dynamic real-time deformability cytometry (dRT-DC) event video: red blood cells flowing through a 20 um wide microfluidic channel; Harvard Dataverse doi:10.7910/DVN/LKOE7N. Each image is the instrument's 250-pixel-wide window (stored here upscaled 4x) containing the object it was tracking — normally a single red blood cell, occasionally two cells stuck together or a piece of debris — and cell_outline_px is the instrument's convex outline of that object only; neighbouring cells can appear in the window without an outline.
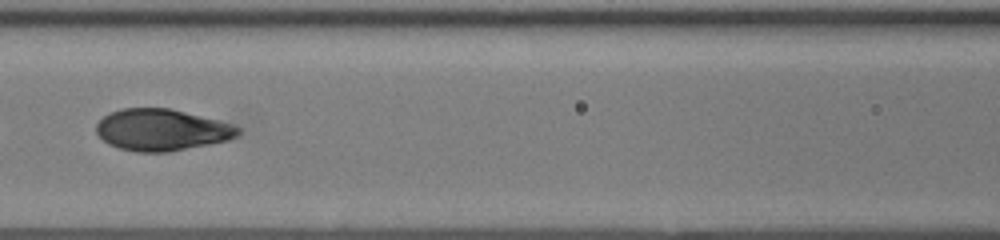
{"species": "human", "species_latin": "Homo sapiens", "temperature_condition": "room temperature", "stored_images_in_passage": 41, "segment_of_instrument_passage": [2, 2], "camera_frame_rate_fps": 3000, "um_per_image_px": 0.085, "donor": {"sex": "female"}, "frame": {"image": 1, "passage_image": 19, "time_ms": 6.0, "image_size_px": [1000, 240], "cell_outline_px": [[240, 132], [236, 136], [228, 140], [168, 152], [136, 152], [120, 148], [108, 144], [96, 132], [96, 124], [104, 116], [112, 112], [124, 108], [168, 108], [232, 124], [240, 128]], "centroid_in_image_um": [13.72, 11.05], "position_along_channel_um": 152.9, "area_um2": 33.93}}
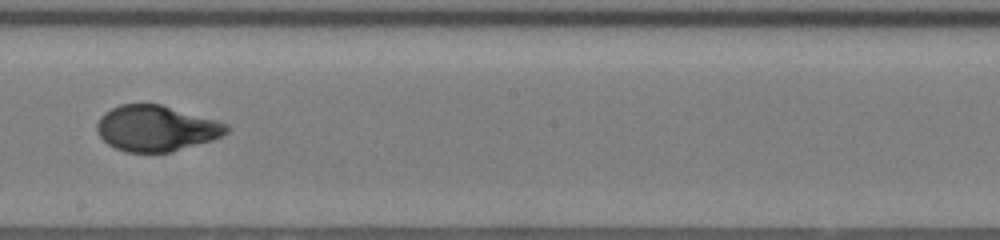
{"frame": {"image": 2, "passage_image": 24, "time_ms": 7.667, "image_size_px": [1000, 240], "cell_outline_px": [[232, 128], [228, 132], [212, 140], [172, 152], [128, 152], [116, 148], [108, 144], [96, 132], [96, 124], [100, 116], [104, 112], [120, 104], [160, 104], [216, 120], [228, 124]], "centroid_in_image_um": [13.27, 10.91], "position_along_channel_um": 234.9, "area_um2": 34.56}}
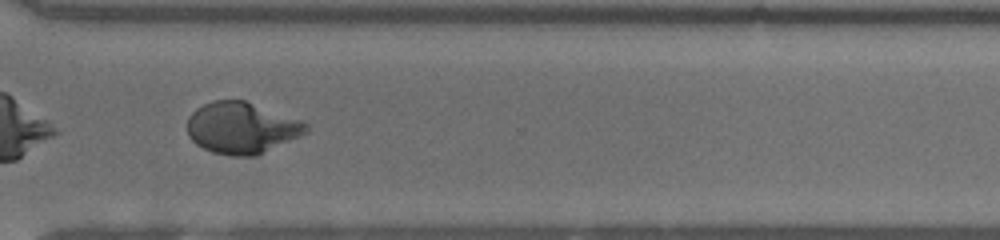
{"frame": {"image": 3, "passage_image": 31, "time_ms": 10.0, "image_size_px": [1000, 240], "cell_outline_px": [[308, 132], [300, 136], [256, 156], [232, 156], [212, 152], [196, 144], [188, 136], [188, 116], [196, 108], [212, 100], [244, 100], [304, 120], [308, 124]], "centroid_in_image_um": [20.56, 10.86], "position_along_channel_um": 350.0, "area_um2": 35.84}}